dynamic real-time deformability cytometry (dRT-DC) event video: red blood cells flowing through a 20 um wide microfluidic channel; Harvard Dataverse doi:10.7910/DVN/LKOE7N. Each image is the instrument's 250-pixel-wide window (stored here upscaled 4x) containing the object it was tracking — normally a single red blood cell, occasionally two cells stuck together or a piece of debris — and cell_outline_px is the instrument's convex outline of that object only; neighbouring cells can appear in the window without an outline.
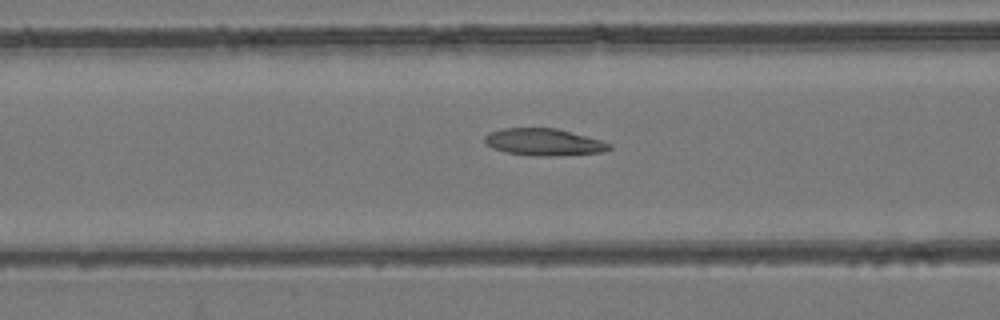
{"species": "common noctule bat (a hibernating species)", "species_latin": "Nyctalus noctula", "temperature_condition": "room temperature", "stored_images_in_passage": 54, "camera_frame_rate_fps": 3000, "um_per_image_px": 0.085, "animal": {"sex": "female", "body_mass_g": 24.6, "forearm_length_mm": 56.2}, "frame": {"image": 1, "passage_image": 22, "time_ms": 7.0, "image_size_px": [1000, 320], "cell_outline_px": [[612, 148], [604, 152], [552, 156], [544, 156], [508, 152], [492, 148], [484, 140], [484, 136], [492, 132], [504, 128], [556, 128], [600, 140], [612, 144]], "centroid_in_image_um": [46.26, 12.07], "position_along_channel_um": 120.3, "area_um2": 19.25}}
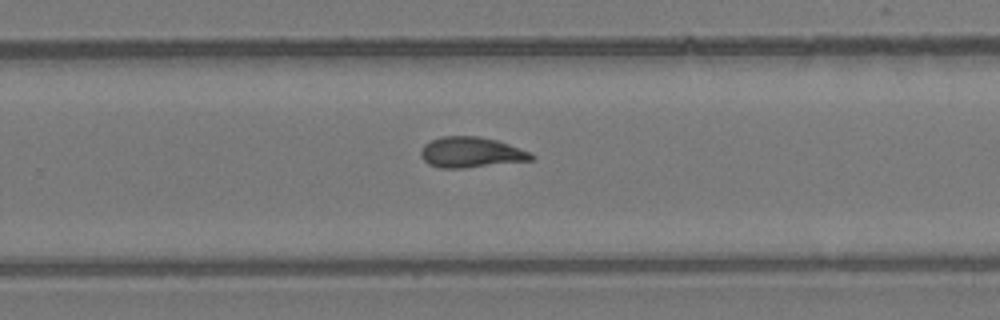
{"frame": {"image": 2, "passage_image": 35, "time_ms": 11.333, "image_size_px": [1000, 320], "cell_outline_px": [[536, 156], [532, 160], [464, 168], [440, 168], [428, 164], [420, 156], [420, 152], [424, 144], [440, 136], [480, 136], [496, 140], [508, 144], [528, 152]], "centroid_in_image_um": [40.0, 12.95], "position_along_channel_um": 289.8, "area_um2": 19.59}}
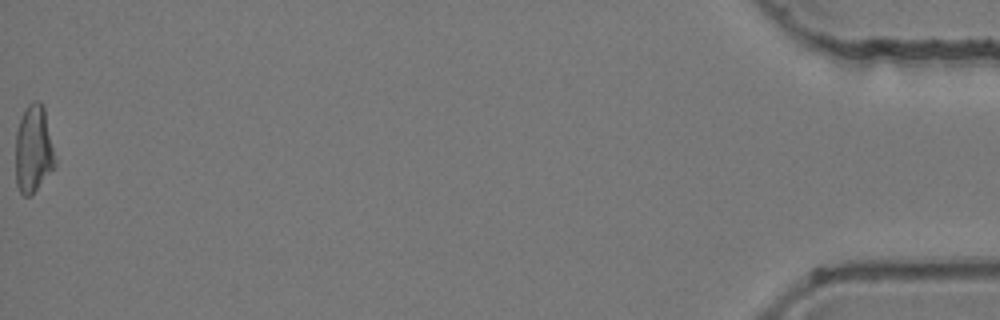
{"frame": {"image": 3, "passage_image": 54, "time_ms": 17.667, "image_size_px": [1000, 320], "cell_outline_px": [[56, 164], [36, 188], [28, 196], [24, 196], [20, 192], [16, 184], [16, 132], [24, 108], [28, 104], [36, 100], [44, 108], [56, 160]], "centroid_in_image_um": [2.83, 12.66], "position_along_channel_um": 432.4, "area_um2": 19.71}, "authors_computed_cell_mechanics": {"area_um2": 19.6809, "velocity_mm_per_s": 3.9226, "shape_relaxation_time_tau1_ms": 10.648, "shape_relaxation_time_tau2_ms": 8.5807, "deformation_change_tau1": 0.2303, "deformation_change_tau2": 0.1289}}